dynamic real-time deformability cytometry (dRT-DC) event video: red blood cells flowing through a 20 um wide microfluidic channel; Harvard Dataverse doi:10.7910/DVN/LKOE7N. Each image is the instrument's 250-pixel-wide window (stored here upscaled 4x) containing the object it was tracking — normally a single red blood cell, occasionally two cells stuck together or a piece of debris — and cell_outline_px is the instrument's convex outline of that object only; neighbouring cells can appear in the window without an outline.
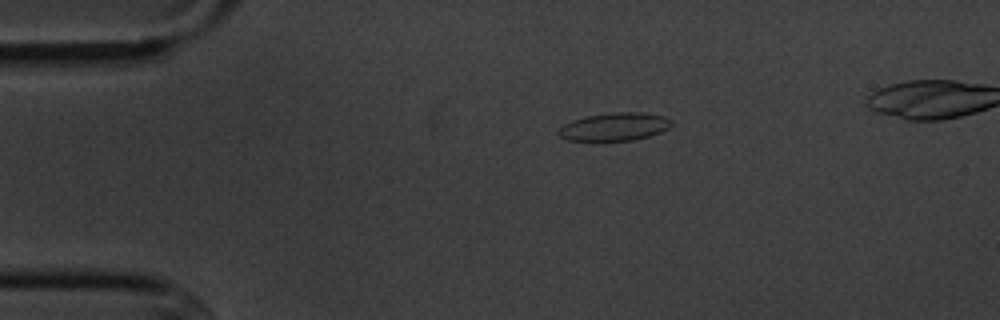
{"species": "common noctule bat (a hibernating species)", "species_latin": "Nyctalus noctula", "temperature_condition": "cold", "stored_images_in_passage": 5, "camera_frame_rate_fps": 3000, "um_per_image_px": 0.085, "animal": {"sex": "male", "body_mass_g": 20.1, "forearm_length_mm": 53.5}, "frame": {"image": 1, "passage_image": 2, "time_ms": 1.0, "image_size_px": [1000, 320], "cell_outline_px": [[672, 124], [668, 128], [660, 132], [648, 136], [632, 140], [568, 140], [560, 136], [556, 132], [564, 124], [572, 120], [584, 116], [612, 112], [640, 112], [664, 116], [672, 120]], "centroid_in_image_um": [52.22, 10.75], "position_along_channel_um": 32.8, "area_um2": 18.32}}
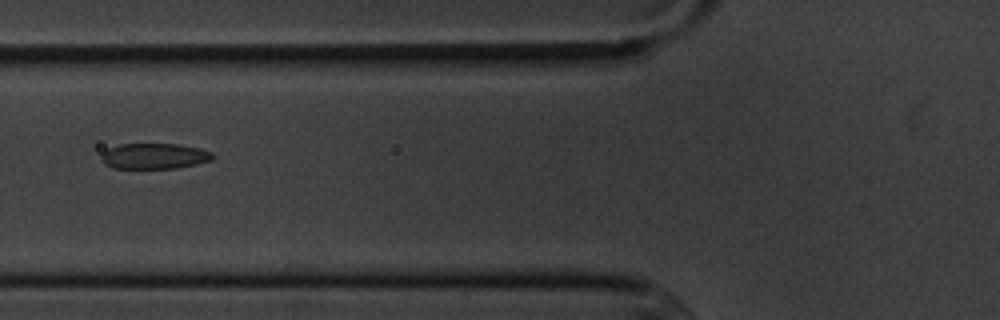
{"frame": {"image": 2, "passage_image": 5, "time_ms": 4.333, "image_size_px": [1000, 320], "cell_outline_px": [[216, 156], [212, 160], [196, 164], [176, 168], [112, 168], [104, 164], [100, 160], [100, 156], [108, 148], [120, 144], [180, 144], [200, 148], [212, 152]], "centroid_in_image_um": [13.12, 13.27], "position_along_channel_um": 112.7, "area_um2": 16.82}}